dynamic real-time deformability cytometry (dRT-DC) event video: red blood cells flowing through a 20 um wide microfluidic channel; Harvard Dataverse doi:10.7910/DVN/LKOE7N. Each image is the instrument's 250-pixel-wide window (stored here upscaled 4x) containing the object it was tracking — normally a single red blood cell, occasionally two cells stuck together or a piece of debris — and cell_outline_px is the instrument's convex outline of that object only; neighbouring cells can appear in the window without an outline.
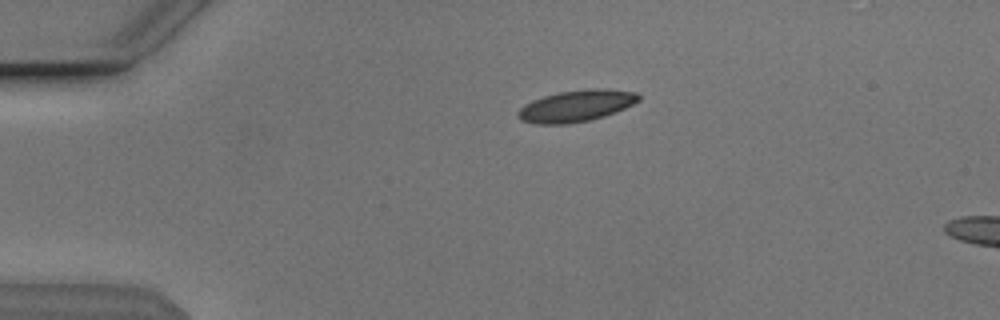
{"species": "Egyptian fruit bat (a non-hibernating species)", "species_latin": "Rousettus aegyptiacus", "temperature_condition": "cold", "stored_images_in_passage": 31, "camera_frame_rate_fps": 3000, "um_per_image_px": 0.085, "animal": {"sex": "male"}, "frame": {"image": 1, "passage_image": 1, "time_ms": 0.0, "image_size_px": [1000, 320], "cell_outline_px": [[640, 100], [616, 112], [604, 116], [588, 120], [568, 124], [536, 124], [520, 120], [516, 116], [516, 112], [524, 104], [532, 100], [544, 96], [560, 92], [588, 88], [604, 88], [636, 92], [640, 96]], "centroid_in_image_um": [48.95, 9.0], "position_along_channel_um": 36.0, "area_um2": 22.31}}
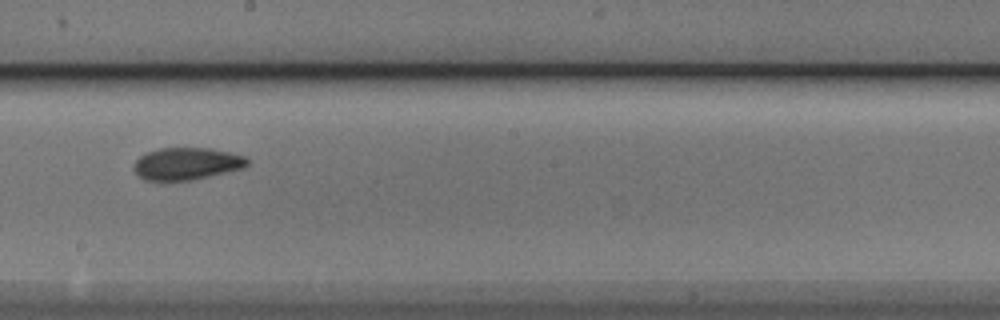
{"frame": {"image": 2, "passage_image": 20, "time_ms": 6.333, "image_size_px": [1000, 320], "cell_outline_px": [[248, 164], [244, 168], [192, 180], [144, 180], [132, 168], [132, 164], [144, 152], [160, 148], [212, 148], [244, 156], [248, 160]], "centroid_in_image_um": [15.84, 13.9], "position_along_channel_um": 232.4, "area_um2": 21.33}}
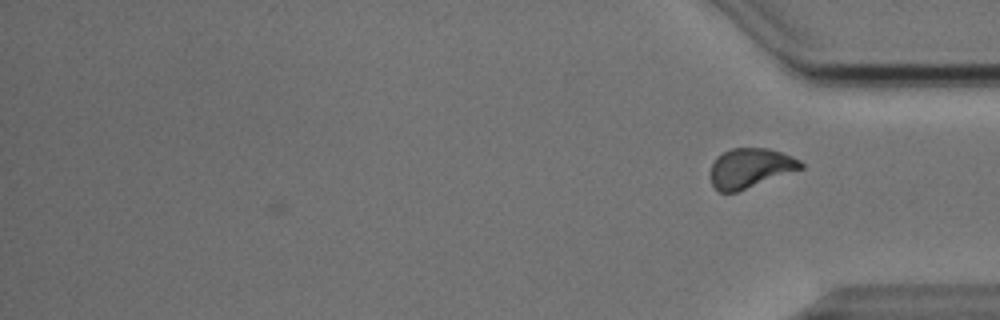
{"frame": {"image": 3, "passage_image": 31, "time_ms": 10.0, "image_size_px": [1000, 320], "cell_outline_px": [[804, 168], [736, 192], [720, 192], [712, 184], [712, 164], [716, 156], [732, 148], [768, 148], [792, 156], [800, 160], [804, 164]], "centroid_in_image_um": [63.8, 14.27], "position_along_channel_um": 371.4, "area_um2": 20.63}, "authors_computed_cell_mechanics": {"area_um2": 21.6172, "velocity_mm_per_s": 3.815, "shape_relaxation_time_tau1_ms": 4.0681, "shape_relaxation_time_tau2_ms": 2.0509, "deformation_change_tau1": 0.1046, "deformation_change_tau2": 0.0622}}